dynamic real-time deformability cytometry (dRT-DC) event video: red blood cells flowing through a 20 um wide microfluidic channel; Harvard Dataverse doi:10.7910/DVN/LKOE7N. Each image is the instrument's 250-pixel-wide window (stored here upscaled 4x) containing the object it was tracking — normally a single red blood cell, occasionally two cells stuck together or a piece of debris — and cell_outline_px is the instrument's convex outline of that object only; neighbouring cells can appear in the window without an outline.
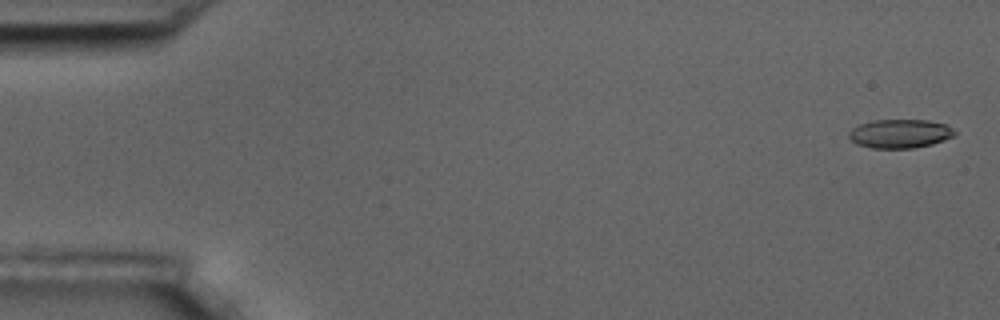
{"species": "common noctule bat (a hibernating species)", "species_latin": "Nyctalus noctula", "temperature_condition": "room temperature", "stored_images_in_passage": 6, "camera_frame_rate_fps": 3000, "um_per_image_px": 0.085, "animal": {"sex": "male", "body_mass_g": 17.5, "forearm_length_mm": 52.3}, "frame": {"image": 1, "passage_image": 1, "time_ms": 0.0, "image_size_px": [1000, 320], "cell_outline_px": [[956, 132], [952, 136], [944, 140], [932, 144], [912, 148], [872, 148], [856, 144], [848, 136], [848, 132], [852, 128], [860, 124], [872, 120], [928, 120], [948, 124]], "centroid_in_image_um": [76.49, 11.35], "position_along_channel_um": 8.5, "area_um2": 17.8}}
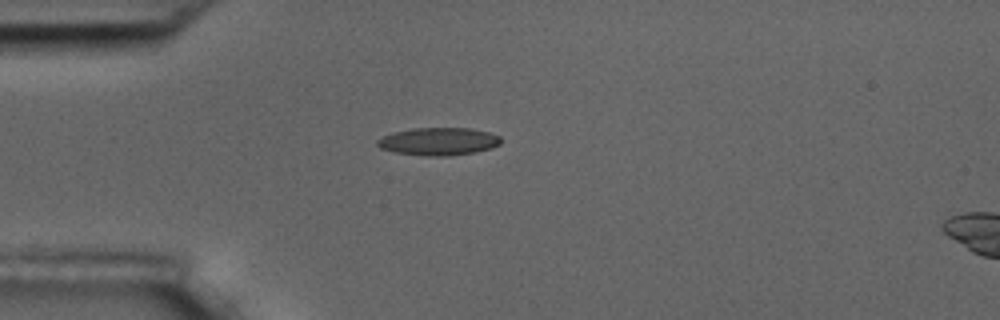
{"frame": {"image": 2, "passage_image": 5, "time_ms": 4.667, "image_size_px": [1000, 320], "cell_outline_px": [[500, 144], [492, 148], [472, 152], [448, 156], [424, 156], [396, 152], [380, 148], [376, 144], [376, 140], [392, 132], [412, 128], [468, 128], [492, 132], [500, 136]], "centroid_in_image_um": [37.27, 12.01], "position_along_channel_um": 47.7, "area_um2": 20.0}}